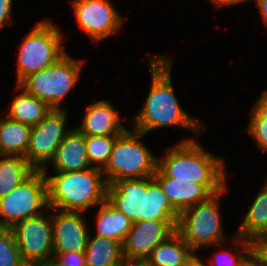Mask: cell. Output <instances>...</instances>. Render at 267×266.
I'll return each mask as SVG.
<instances>
[{
    "label": "cell",
    "instance_id": "1",
    "mask_svg": "<svg viewBox=\"0 0 267 266\" xmlns=\"http://www.w3.org/2000/svg\"><path fill=\"white\" fill-rule=\"evenodd\" d=\"M172 59L162 55H153L149 59L150 91L133 121V129L144 135L167 126H182L196 134L204 131L203 122L190 116L178 102L172 86Z\"/></svg>",
    "mask_w": 267,
    "mask_h": 266
},
{
    "label": "cell",
    "instance_id": "2",
    "mask_svg": "<svg viewBox=\"0 0 267 266\" xmlns=\"http://www.w3.org/2000/svg\"><path fill=\"white\" fill-rule=\"evenodd\" d=\"M225 162L195 139H184L158 158L157 167L167 176L203 185L212 195L226 187Z\"/></svg>",
    "mask_w": 267,
    "mask_h": 266
},
{
    "label": "cell",
    "instance_id": "3",
    "mask_svg": "<svg viewBox=\"0 0 267 266\" xmlns=\"http://www.w3.org/2000/svg\"><path fill=\"white\" fill-rule=\"evenodd\" d=\"M48 205L50 209L60 211L84 212L106 200L107 182L101 169H89L73 172H56L47 175ZM47 175V176H46Z\"/></svg>",
    "mask_w": 267,
    "mask_h": 266
},
{
    "label": "cell",
    "instance_id": "4",
    "mask_svg": "<svg viewBox=\"0 0 267 266\" xmlns=\"http://www.w3.org/2000/svg\"><path fill=\"white\" fill-rule=\"evenodd\" d=\"M143 136L133 128L117 136L109 160L102 169L107 184L120 179L154 176L158 158L140 139Z\"/></svg>",
    "mask_w": 267,
    "mask_h": 266
},
{
    "label": "cell",
    "instance_id": "5",
    "mask_svg": "<svg viewBox=\"0 0 267 266\" xmlns=\"http://www.w3.org/2000/svg\"><path fill=\"white\" fill-rule=\"evenodd\" d=\"M61 31L49 19L39 21L23 39L18 54L17 85L66 54Z\"/></svg>",
    "mask_w": 267,
    "mask_h": 266
},
{
    "label": "cell",
    "instance_id": "6",
    "mask_svg": "<svg viewBox=\"0 0 267 266\" xmlns=\"http://www.w3.org/2000/svg\"><path fill=\"white\" fill-rule=\"evenodd\" d=\"M82 64L66 53L52 66L26 77L19 86L50 108L64 109L62 101L78 83Z\"/></svg>",
    "mask_w": 267,
    "mask_h": 266
},
{
    "label": "cell",
    "instance_id": "7",
    "mask_svg": "<svg viewBox=\"0 0 267 266\" xmlns=\"http://www.w3.org/2000/svg\"><path fill=\"white\" fill-rule=\"evenodd\" d=\"M226 191L227 186L180 214L176 231L194 252L206 246H219L225 240L219 199Z\"/></svg>",
    "mask_w": 267,
    "mask_h": 266
},
{
    "label": "cell",
    "instance_id": "8",
    "mask_svg": "<svg viewBox=\"0 0 267 266\" xmlns=\"http://www.w3.org/2000/svg\"><path fill=\"white\" fill-rule=\"evenodd\" d=\"M48 208L47 181L43 170H34L16 188L0 199V220L7 228Z\"/></svg>",
    "mask_w": 267,
    "mask_h": 266
},
{
    "label": "cell",
    "instance_id": "9",
    "mask_svg": "<svg viewBox=\"0 0 267 266\" xmlns=\"http://www.w3.org/2000/svg\"><path fill=\"white\" fill-rule=\"evenodd\" d=\"M67 119L66 109H52L32 127L25 158L35 170L48 169L59 144L70 131L65 130Z\"/></svg>",
    "mask_w": 267,
    "mask_h": 266
},
{
    "label": "cell",
    "instance_id": "10",
    "mask_svg": "<svg viewBox=\"0 0 267 266\" xmlns=\"http://www.w3.org/2000/svg\"><path fill=\"white\" fill-rule=\"evenodd\" d=\"M47 212L19 221L11 228L25 264L40 265L53 257L52 214Z\"/></svg>",
    "mask_w": 267,
    "mask_h": 266
},
{
    "label": "cell",
    "instance_id": "11",
    "mask_svg": "<svg viewBox=\"0 0 267 266\" xmlns=\"http://www.w3.org/2000/svg\"><path fill=\"white\" fill-rule=\"evenodd\" d=\"M71 2L79 27L92 41L100 42L120 29L123 18L111 0H73Z\"/></svg>",
    "mask_w": 267,
    "mask_h": 266
},
{
    "label": "cell",
    "instance_id": "12",
    "mask_svg": "<svg viewBox=\"0 0 267 266\" xmlns=\"http://www.w3.org/2000/svg\"><path fill=\"white\" fill-rule=\"evenodd\" d=\"M178 221L143 220L132 223L122 243L124 260L145 261L151 251L177 229Z\"/></svg>",
    "mask_w": 267,
    "mask_h": 266
},
{
    "label": "cell",
    "instance_id": "13",
    "mask_svg": "<svg viewBox=\"0 0 267 266\" xmlns=\"http://www.w3.org/2000/svg\"><path fill=\"white\" fill-rule=\"evenodd\" d=\"M84 216V212L52 213L54 253L84 252L90 235Z\"/></svg>",
    "mask_w": 267,
    "mask_h": 266
},
{
    "label": "cell",
    "instance_id": "14",
    "mask_svg": "<svg viewBox=\"0 0 267 266\" xmlns=\"http://www.w3.org/2000/svg\"><path fill=\"white\" fill-rule=\"evenodd\" d=\"M151 177L120 179L107 186L106 200L128 217L132 223L143 221V188Z\"/></svg>",
    "mask_w": 267,
    "mask_h": 266
},
{
    "label": "cell",
    "instance_id": "15",
    "mask_svg": "<svg viewBox=\"0 0 267 266\" xmlns=\"http://www.w3.org/2000/svg\"><path fill=\"white\" fill-rule=\"evenodd\" d=\"M77 128L88 136H119L127 129L113 105L107 100L88 105L82 123Z\"/></svg>",
    "mask_w": 267,
    "mask_h": 266
},
{
    "label": "cell",
    "instance_id": "16",
    "mask_svg": "<svg viewBox=\"0 0 267 266\" xmlns=\"http://www.w3.org/2000/svg\"><path fill=\"white\" fill-rule=\"evenodd\" d=\"M153 178L179 214L212 195L203 185L167 177L158 167Z\"/></svg>",
    "mask_w": 267,
    "mask_h": 266
},
{
    "label": "cell",
    "instance_id": "17",
    "mask_svg": "<svg viewBox=\"0 0 267 266\" xmlns=\"http://www.w3.org/2000/svg\"><path fill=\"white\" fill-rule=\"evenodd\" d=\"M55 172H73L91 168L86 154L85 135L76 127L70 129L59 144L49 166Z\"/></svg>",
    "mask_w": 267,
    "mask_h": 266
},
{
    "label": "cell",
    "instance_id": "18",
    "mask_svg": "<svg viewBox=\"0 0 267 266\" xmlns=\"http://www.w3.org/2000/svg\"><path fill=\"white\" fill-rule=\"evenodd\" d=\"M194 253L182 236L175 231L159 243L144 262L149 266H186Z\"/></svg>",
    "mask_w": 267,
    "mask_h": 266
},
{
    "label": "cell",
    "instance_id": "19",
    "mask_svg": "<svg viewBox=\"0 0 267 266\" xmlns=\"http://www.w3.org/2000/svg\"><path fill=\"white\" fill-rule=\"evenodd\" d=\"M236 235L253 243L267 236V180L254 198Z\"/></svg>",
    "mask_w": 267,
    "mask_h": 266
},
{
    "label": "cell",
    "instance_id": "20",
    "mask_svg": "<svg viewBox=\"0 0 267 266\" xmlns=\"http://www.w3.org/2000/svg\"><path fill=\"white\" fill-rule=\"evenodd\" d=\"M179 217L180 214L153 178L143 188V220L178 221Z\"/></svg>",
    "mask_w": 267,
    "mask_h": 266
},
{
    "label": "cell",
    "instance_id": "21",
    "mask_svg": "<svg viewBox=\"0 0 267 266\" xmlns=\"http://www.w3.org/2000/svg\"><path fill=\"white\" fill-rule=\"evenodd\" d=\"M32 127L8 116L0 117V152L2 155L23 156L27 151Z\"/></svg>",
    "mask_w": 267,
    "mask_h": 266
},
{
    "label": "cell",
    "instance_id": "22",
    "mask_svg": "<svg viewBox=\"0 0 267 266\" xmlns=\"http://www.w3.org/2000/svg\"><path fill=\"white\" fill-rule=\"evenodd\" d=\"M16 89L22 92L12 100L6 116L31 127L36 126L52 108L41 99L28 94L19 85Z\"/></svg>",
    "mask_w": 267,
    "mask_h": 266
},
{
    "label": "cell",
    "instance_id": "23",
    "mask_svg": "<svg viewBox=\"0 0 267 266\" xmlns=\"http://www.w3.org/2000/svg\"><path fill=\"white\" fill-rule=\"evenodd\" d=\"M84 255L86 266H116L124 260L122 244L100 236L89 235Z\"/></svg>",
    "mask_w": 267,
    "mask_h": 266
},
{
    "label": "cell",
    "instance_id": "24",
    "mask_svg": "<svg viewBox=\"0 0 267 266\" xmlns=\"http://www.w3.org/2000/svg\"><path fill=\"white\" fill-rule=\"evenodd\" d=\"M95 236L114 239L121 244L132 226V221L107 200L99 205Z\"/></svg>",
    "mask_w": 267,
    "mask_h": 266
},
{
    "label": "cell",
    "instance_id": "25",
    "mask_svg": "<svg viewBox=\"0 0 267 266\" xmlns=\"http://www.w3.org/2000/svg\"><path fill=\"white\" fill-rule=\"evenodd\" d=\"M0 158V199L16 188L35 169L23 156L2 155Z\"/></svg>",
    "mask_w": 267,
    "mask_h": 266
},
{
    "label": "cell",
    "instance_id": "26",
    "mask_svg": "<svg viewBox=\"0 0 267 266\" xmlns=\"http://www.w3.org/2000/svg\"><path fill=\"white\" fill-rule=\"evenodd\" d=\"M247 132L257 146L267 152V90L253 104Z\"/></svg>",
    "mask_w": 267,
    "mask_h": 266
},
{
    "label": "cell",
    "instance_id": "27",
    "mask_svg": "<svg viewBox=\"0 0 267 266\" xmlns=\"http://www.w3.org/2000/svg\"><path fill=\"white\" fill-rule=\"evenodd\" d=\"M117 136L85 135L86 154L91 167L103 169L112 152Z\"/></svg>",
    "mask_w": 267,
    "mask_h": 266
},
{
    "label": "cell",
    "instance_id": "28",
    "mask_svg": "<svg viewBox=\"0 0 267 266\" xmlns=\"http://www.w3.org/2000/svg\"><path fill=\"white\" fill-rule=\"evenodd\" d=\"M234 241L239 243V245L237 244L233 249L236 251L235 256L234 252H218L212 259H209L210 266H239L242 259L254 248V243L252 241L246 240L236 234L233 242Z\"/></svg>",
    "mask_w": 267,
    "mask_h": 266
},
{
    "label": "cell",
    "instance_id": "29",
    "mask_svg": "<svg viewBox=\"0 0 267 266\" xmlns=\"http://www.w3.org/2000/svg\"><path fill=\"white\" fill-rule=\"evenodd\" d=\"M17 246L15 234L7 228L0 234V266H24Z\"/></svg>",
    "mask_w": 267,
    "mask_h": 266
},
{
    "label": "cell",
    "instance_id": "30",
    "mask_svg": "<svg viewBox=\"0 0 267 266\" xmlns=\"http://www.w3.org/2000/svg\"><path fill=\"white\" fill-rule=\"evenodd\" d=\"M52 260L59 266H86L84 252L53 253Z\"/></svg>",
    "mask_w": 267,
    "mask_h": 266
},
{
    "label": "cell",
    "instance_id": "31",
    "mask_svg": "<svg viewBox=\"0 0 267 266\" xmlns=\"http://www.w3.org/2000/svg\"><path fill=\"white\" fill-rule=\"evenodd\" d=\"M12 2L13 0H0V29L7 24L10 26L13 24V19L11 18Z\"/></svg>",
    "mask_w": 267,
    "mask_h": 266
},
{
    "label": "cell",
    "instance_id": "32",
    "mask_svg": "<svg viewBox=\"0 0 267 266\" xmlns=\"http://www.w3.org/2000/svg\"><path fill=\"white\" fill-rule=\"evenodd\" d=\"M239 266H266L264 257L254 247L240 262Z\"/></svg>",
    "mask_w": 267,
    "mask_h": 266
},
{
    "label": "cell",
    "instance_id": "33",
    "mask_svg": "<svg viewBox=\"0 0 267 266\" xmlns=\"http://www.w3.org/2000/svg\"><path fill=\"white\" fill-rule=\"evenodd\" d=\"M254 247L258 250V252L264 257L265 262L267 264V236L258 239L254 243Z\"/></svg>",
    "mask_w": 267,
    "mask_h": 266
},
{
    "label": "cell",
    "instance_id": "34",
    "mask_svg": "<svg viewBox=\"0 0 267 266\" xmlns=\"http://www.w3.org/2000/svg\"><path fill=\"white\" fill-rule=\"evenodd\" d=\"M255 2L261 14L263 24L267 26V0H255Z\"/></svg>",
    "mask_w": 267,
    "mask_h": 266
},
{
    "label": "cell",
    "instance_id": "35",
    "mask_svg": "<svg viewBox=\"0 0 267 266\" xmlns=\"http://www.w3.org/2000/svg\"><path fill=\"white\" fill-rule=\"evenodd\" d=\"M216 7H224V6H230V5H237L239 3L249 1V0H211Z\"/></svg>",
    "mask_w": 267,
    "mask_h": 266
},
{
    "label": "cell",
    "instance_id": "36",
    "mask_svg": "<svg viewBox=\"0 0 267 266\" xmlns=\"http://www.w3.org/2000/svg\"><path fill=\"white\" fill-rule=\"evenodd\" d=\"M186 266H207L203 263L202 260L196 255L193 254L192 257L187 261Z\"/></svg>",
    "mask_w": 267,
    "mask_h": 266
},
{
    "label": "cell",
    "instance_id": "37",
    "mask_svg": "<svg viewBox=\"0 0 267 266\" xmlns=\"http://www.w3.org/2000/svg\"><path fill=\"white\" fill-rule=\"evenodd\" d=\"M116 266H139V261L123 260Z\"/></svg>",
    "mask_w": 267,
    "mask_h": 266
},
{
    "label": "cell",
    "instance_id": "38",
    "mask_svg": "<svg viewBox=\"0 0 267 266\" xmlns=\"http://www.w3.org/2000/svg\"><path fill=\"white\" fill-rule=\"evenodd\" d=\"M41 266H59L58 264H56L52 259L48 260L45 263L40 264Z\"/></svg>",
    "mask_w": 267,
    "mask_h": 266
},
{
    "label": "cell",
    "instance_id": "39",
    "mask_svg": "<svg viewBox=\"0 0 267 266\" xmlns=\"http://www.w3.org/2000/svg\"><path fill=\"white\" fill-rule=\"evenodd\" d=\"M7 229V227L3 224V222L0 220V234L4 232Z\"/></svg>",
    "mask_w": 267,
    "mask_h": 266
},
{
    "label": "cell",
    "instance_id": "40",
    "mask_svg": "<svg viewBox=\"0 0 267 266\" xmlns=\"http://www.w3.org/2000/svg\"><path fill=\"white\" fill-rule=\"evenodd\" d=\"M139 266H149V265L144 261H139Z\"/></svg>",
    "mask_w": 267,
    "mask_h": 266
},
{
    "label": "cell",
    "instance_id": "41",
    "mask_svg": "<svg viewBox=\"0 0 267 266\" xmlns=\"http://www.w3.org/2000/svg\"><path fill=\"white\" fill-rule=\"evenodd\" d=\"M24 266H41V265L25 264Z\"/></svg>",
    "mask_w": 267,
    "mask_h": 266
}]
</instances>
